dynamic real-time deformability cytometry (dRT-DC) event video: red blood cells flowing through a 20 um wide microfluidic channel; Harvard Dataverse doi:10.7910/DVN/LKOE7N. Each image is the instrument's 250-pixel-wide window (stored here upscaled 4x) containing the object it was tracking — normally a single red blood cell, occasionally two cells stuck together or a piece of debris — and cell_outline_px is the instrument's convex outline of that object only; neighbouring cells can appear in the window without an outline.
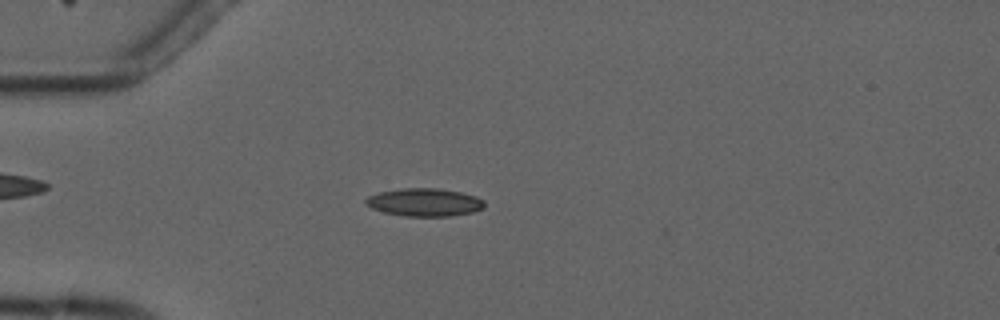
{"species": "common noctule bat (a hibernating species)", "species_latin": "Nyctalus noctula", "temperature_condition": "cold", "stored_images_in_passage": 5, "camera_frame_rate_fps": 3000, "um_per_image_px": 0.085, "animal": {"sex": "male", "forearm_length_mm": 52.5}, "frame": {"image": 1, "passage_image": 4, "time_ms": 3.333, "image_size_px": [1000, 320], "cell_outline_px": [[484, 208], [472, 212], [452, 216], [404, 216], [384, 212], [372, 208], [364, 204], [364, 200], [368, 196], [380, 192], [404, 188], [440, 188], [460, 192], [476, 196], [484, 200]], "centroid_in_image_um": [36.08, 17.19], "position_along_channel_um": 48.9, "area_um2": 19.36}}